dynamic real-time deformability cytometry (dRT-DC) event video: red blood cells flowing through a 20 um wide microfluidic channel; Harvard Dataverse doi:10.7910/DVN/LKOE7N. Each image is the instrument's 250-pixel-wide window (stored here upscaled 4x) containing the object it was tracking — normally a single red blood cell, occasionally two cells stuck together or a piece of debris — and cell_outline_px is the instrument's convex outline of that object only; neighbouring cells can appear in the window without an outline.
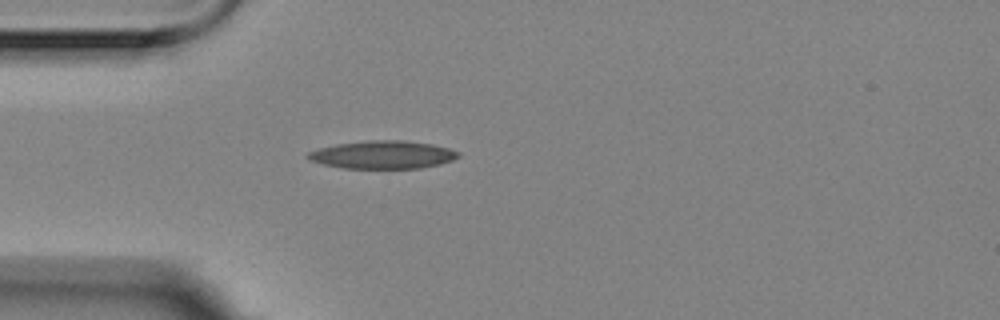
{"species": "Egyptian fruit bat (a non-hibernating species)", "species_latin": "Rousettus aegyptiacus", "temperature_condition": "room temperature", "stored_images_in_passage": 4, "camera_frame_rate_fps": 3000, "um_per_image_px": 0.085, "animal": {"sex": "female"}, "frame": {"image": 1, "passage_image": 4, "time_ms": 1.0, "image_size_px": [1000, 320], "cell_outline_px": [[460, 156], [452, 160], [440, 164], [420, 168], [344, 168], [324, 164], [308, 160], [304, 156], [308, 152], [320, 148], [336, 144], [368, 140], [404, 140], [432, 144], [448, 148], [460, 152]], "centroid_in_image_um": [32.53, 13.15], "position_along_channel_um": 52.5, "area_um2": 24.51}}